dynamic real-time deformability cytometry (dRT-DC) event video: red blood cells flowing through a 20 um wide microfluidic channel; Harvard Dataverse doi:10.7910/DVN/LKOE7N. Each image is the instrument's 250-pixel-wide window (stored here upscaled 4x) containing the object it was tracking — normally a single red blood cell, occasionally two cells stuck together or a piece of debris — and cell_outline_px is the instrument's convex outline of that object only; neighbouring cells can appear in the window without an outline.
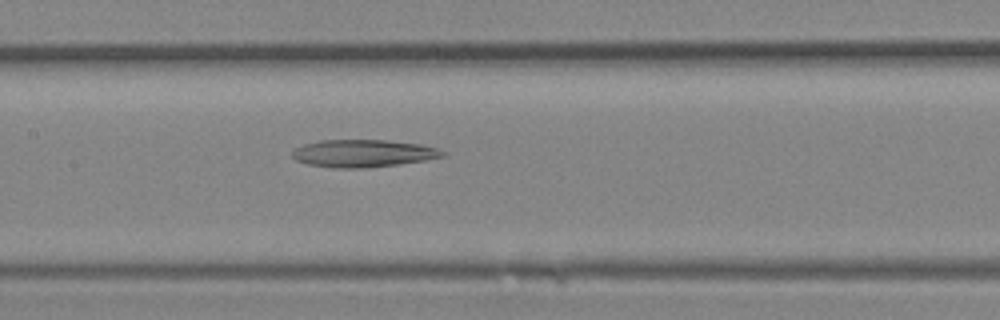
{"species": "Egyptian fruit bat (a non-hibernating species)", "species_latin": "Rousettus aegyptiacus", "temperature_condition": "room temperature", "stored_images_in_passage": 13, "camera_frame_rate_fps": 3000, "um_per_image_px": 0.085, "animal": {"sex": "female"}, "frame": {"image": 1, "passage_image": 6, "time_ms": 1.667, "image_size_px": [1000, 320], "cell_outline_px": [[444, 156], [424, 160], [400, 164], [368, 168], [332, 168], [308, 164], [296, 160], [292, 156], [292, 152], [296, 148], [304, 144], [320, 140], [388, 140], [420, 144], [436, 148], [444, 152]], "centroid_in_image_um": [30.84, 13.04], "position_along_channel_um": 176.6, "area_um2": 24.04}}
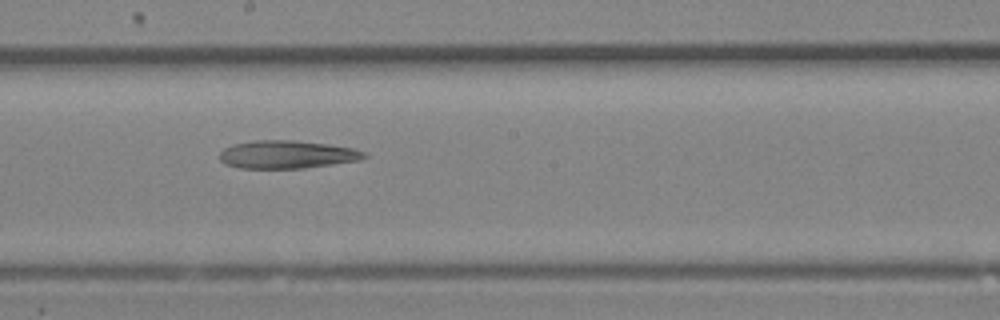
{"frame": {"image": 2, "passage_image": 8, "time_ms": 2.333, "image_size_px": [1000, 320], "cell_outline_px": [[368, 156], [360, 160], [304, 168], [240, 168], [224, 164], [220, 160], [220, 152], [224, 148], [232, 144], [256, 140], [292, 140], [328, 144], [352, 148], [364, 152]], "centroid_in_image_um": [24.37, 13.13], "position_along_channel_um": 223.8, "area_um2": 23.52}}
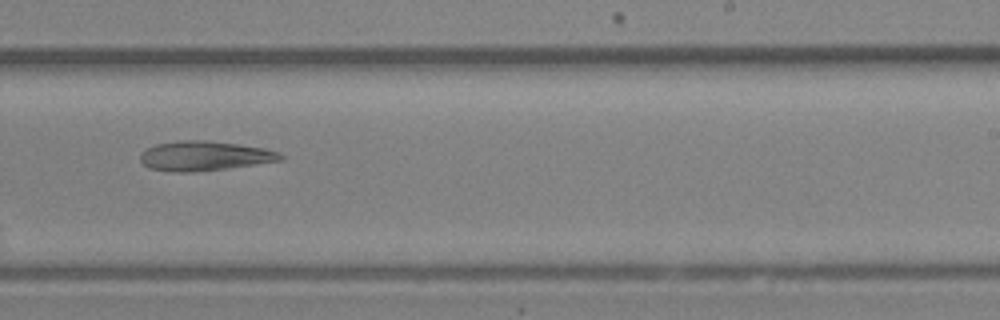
{"frame": {"image": 3, "passage_image": 10, "time_ms": 3.0, "image_size_px": [1000, 320], "cell_outline_px": [[284, 160], [228, 168], [192, 172], [172, 172], [148, 168], [140, 160], [140, 156], [148, 148], [156, 144], [180, 140], [204, 140], [240, 144], [264, 148], [280, 152], [284, 156]], "centroid_in_image_um": [17.41, 13.25], "position_along_channel_um": 271.6, "area_um2": 24.22}}